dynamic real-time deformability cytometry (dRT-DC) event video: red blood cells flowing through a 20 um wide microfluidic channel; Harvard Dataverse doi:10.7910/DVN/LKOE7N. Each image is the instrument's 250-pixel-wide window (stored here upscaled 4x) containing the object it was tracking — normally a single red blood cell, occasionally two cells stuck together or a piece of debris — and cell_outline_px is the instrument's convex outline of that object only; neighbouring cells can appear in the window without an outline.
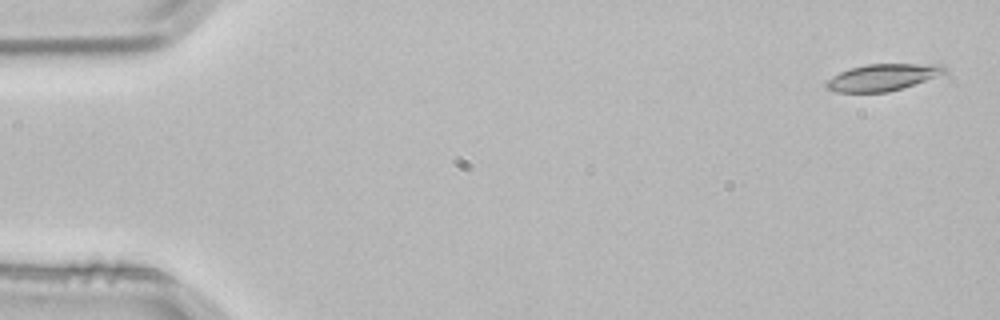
{"species": "common noctule bat (a hibernating species)", "species_latin": "Nyctalus noctula", "temperature_condition": "room temperature", "stored_images_in_passage": 4, "camera_frame_rate_fps": 3000, "um_per_image_px": 0.085, "animal": {"sex": "male", "body_mass_g": 21.5, "forearm_length_mm": 52.0}, "frame": {"image": 1, "passage_image": 1, "time_ms": 0.0, "image_size_px": [1000, 320], "cell_outline_px": [[948, 72], [888, 92], [836, 92], [824, 88], [824, 84], [832, 76], [840, 72], [852, 68], [868, 64], [944, 64], [948, 68]], "centroid_in_image_um": [75.01, 6.56], "position_along_channel_um": 10.0, "area_um2": 18.26}}